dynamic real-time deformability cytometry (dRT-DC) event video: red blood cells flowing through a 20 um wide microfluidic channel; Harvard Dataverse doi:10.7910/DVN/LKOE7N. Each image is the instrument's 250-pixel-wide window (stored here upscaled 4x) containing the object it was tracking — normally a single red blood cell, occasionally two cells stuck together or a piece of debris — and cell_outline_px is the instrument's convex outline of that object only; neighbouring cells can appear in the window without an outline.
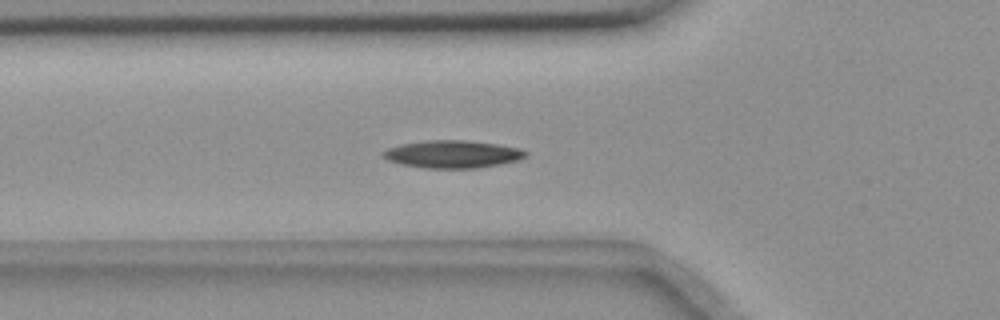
{"species": "common noctule bat (a hibernating species)", "species_latin": "Nyctalus noctula", "temperature_condition": "room temperature", "stored_images_in_passage": 55, "camera_frame_rate_fps": 3000, "um_per_image_px": 0.085, "animal": {"sex": "female", "body_mass_g": 18.4}, "frame": {"image": 1, "passage_image": 19, "time_ms": 6.0, "image_size_px": [1000, 320], "cell_outline_px": [[528, 156], [520, 160], [500, 164], [476, 168], [428, 168], [400, 164], [388, 160], [380, 156], [380, 152], [388, 148], [400, 144], [428, 140], [464, 140], [496, 144], [520, 148], [528, 152]], "centroid_in_image_um": [38.46, 13.1], "position_along_channel_um": 87.3, "area_um2": 23.06}}
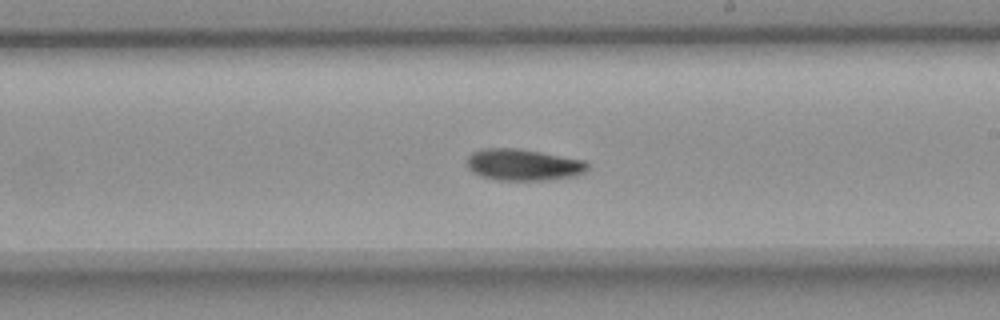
{"frame": {"image": 2, "passage_image": 32, "time_ms": 10.333, "image_size_px": [1000, 320], "cell_outline_px": [[588, 168], [584, 172], [576, 176], [556, 180], [496, 180], [480, 176], [472, 172], [468, 168], [468, 156], [472, 152], [480, 148], [516, 148], [540, 152], [584, 160], [588, 164]], "centroid_in_image_um": [44.48, 14.01], "position_along_channel_um": 244.5, "area_um2": 22.37}}
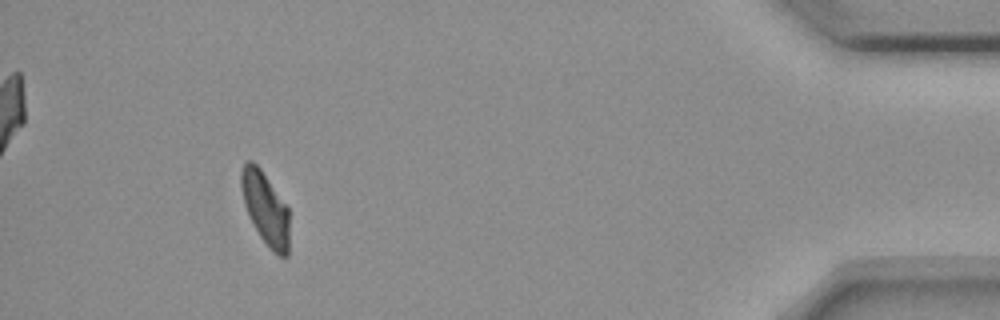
{"frame": {"image": 3, "passage_image": 51, "time_ms": 16.667, "image_size_px": [1000, 320], "cell_outline_px": [[288, 256], [280, 256], [260, 236], [248, 216], [244, 204], [240, 184], [240, 172], [244, 164], [248, 160], [252, 160], [260, 168], [288, 208]], "centroid_in_image_um": [22.52, 17.66], "position_along_channel_um": 412.7, "area_um2": 19.94}, "authors_computed_cell_mechanics": {"area_um2": 21.4438, "velocity_mm_per_s": 3.6322, "shape_relaxation_time_tau1_ms": 6.8619, "shape_relaxation_time_tau2_ms": null, "deformation_change_tau1": 0.1547, "deformation_change_tau2": null}}